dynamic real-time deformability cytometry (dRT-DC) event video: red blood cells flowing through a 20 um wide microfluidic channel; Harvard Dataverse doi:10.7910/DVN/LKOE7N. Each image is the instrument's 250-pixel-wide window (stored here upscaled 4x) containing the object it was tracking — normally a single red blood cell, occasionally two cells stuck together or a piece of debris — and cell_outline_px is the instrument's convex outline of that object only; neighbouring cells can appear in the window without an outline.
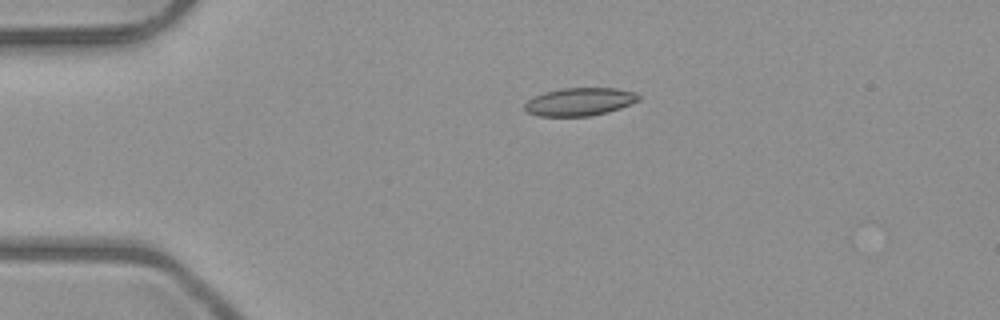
{"species": "common noctule bat (a hibernating species)", "species_latin": "Nyctalus noctula", "temperature_condition": "room temperature", "stored_images_in_passage": 3, "camera_frame_rate_fps": 3000, "um_per_image_px": 0.085, "animal": {"sex": "male", "body_mass_g": 23.1, "forearm_length_mm": 52.7}, "frame": {"image": 1, "passage_image": 1, "time_ms": 0.0, "image_size_px": [1000, 320], "cell_outline_px": [[640, 100], [632, 104], [608, 112], [592, 116], [540, 116], [528, 112], [524, 108], [524, 104], [528, 100], [544, 92], [564, 88], [616, 88], [632, 92], [640, 96]], "centroid_in_image_um": [49.29, 8.65], "position_along_channel_um": 35.7, "area_um2": 18.5}}